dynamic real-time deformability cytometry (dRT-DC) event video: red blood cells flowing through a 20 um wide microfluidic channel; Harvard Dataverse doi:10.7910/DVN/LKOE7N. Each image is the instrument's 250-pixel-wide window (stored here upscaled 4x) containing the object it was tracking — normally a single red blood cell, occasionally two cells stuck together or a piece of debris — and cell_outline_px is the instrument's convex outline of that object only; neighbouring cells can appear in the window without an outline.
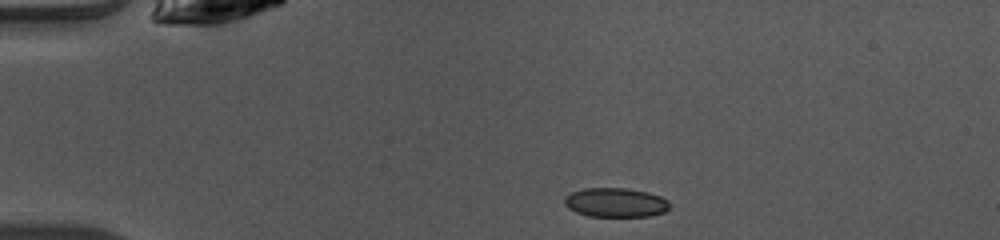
{"species": "common noctule bat (a hibernating species)", "species_latin": "Nyctalus noctula", "temperature_condition": "warm", "stored_images_in_passage": 40, "camera_frame_rate_fps": 3000, "um_per_image_px": 0.085, "animal": {"sex": "female", "body_mass_g": 10.0, "forearm_length_mm": 53.1}, "frame": {"image": 1, "passage_image": 1, "time_ms": 0.0, "image_size_px": [1000, 240], "cell_outline_px": [[668, 208], [664, 212], [652, 216], [588, 216], [576, 212], [568, 208], [564, 204], [564, 196], [572, 192], [584, 188], [628, 188], [648, 192], [660, 196], [668, 200]], "centroid_in_image_um": [52.3, 17.21], "position_along_channel_um": 32.7, "area_um2": 17.98}}
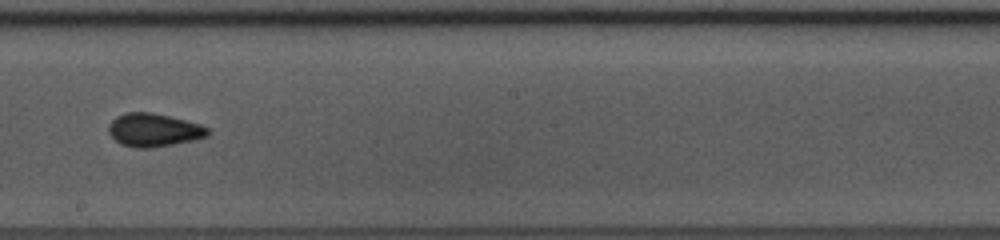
{"frame": {"image": 2, "passage_image": 19, "time_ms": 6.0, "image_size_px": [1000, 240], "cell_outline_px": [[208, 136], [192, 140], [172, 144], [148, 148], [136, 148], [120, 144], [108, 132], [108, 124], [116, 116], [124, 112], [152, 112], [200, 124], [208, 128]], "centroid_in_image_um": [13.02, 11.04], "position_along_channel_um": 235.2, "area_um2": 19.07}}
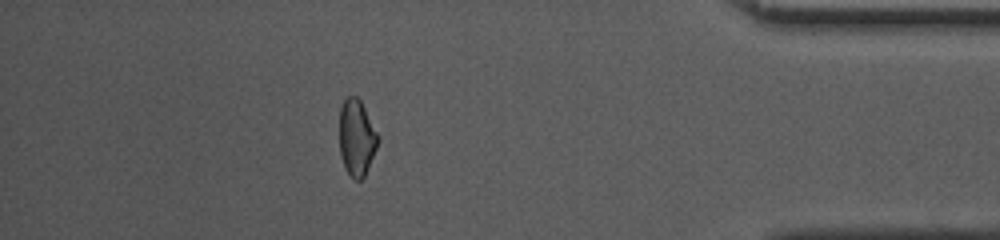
{"frame": {"image": 3, "passage_image": 34, "time_ms": 11.0, "image_size_px": [1000, 240], "cell_outline_px": [[380, 140], [364, 176], [360, 180], [352, 180], [344, 168], [340, 156], [340, 108], [344, 100], [348, 96], [356, 96], [360, 100], [380, 136]], "centroid_in_image_um": [30.32, 11.73], "position_along_channel_um": 404.9, "area_um2": 17.28}, "authors_computed_cell_mechanics": {"area_um2": 18.0625, "velocity_mm_per_s": 4.1252, "shape_relaxation_time_tau1_ms": 5.9894, "shape_relaxation_time_tau2_ms": 1.4413, "deformation_change_tau1": 0.1191, "deformation_change_tau2": 0.0642}}